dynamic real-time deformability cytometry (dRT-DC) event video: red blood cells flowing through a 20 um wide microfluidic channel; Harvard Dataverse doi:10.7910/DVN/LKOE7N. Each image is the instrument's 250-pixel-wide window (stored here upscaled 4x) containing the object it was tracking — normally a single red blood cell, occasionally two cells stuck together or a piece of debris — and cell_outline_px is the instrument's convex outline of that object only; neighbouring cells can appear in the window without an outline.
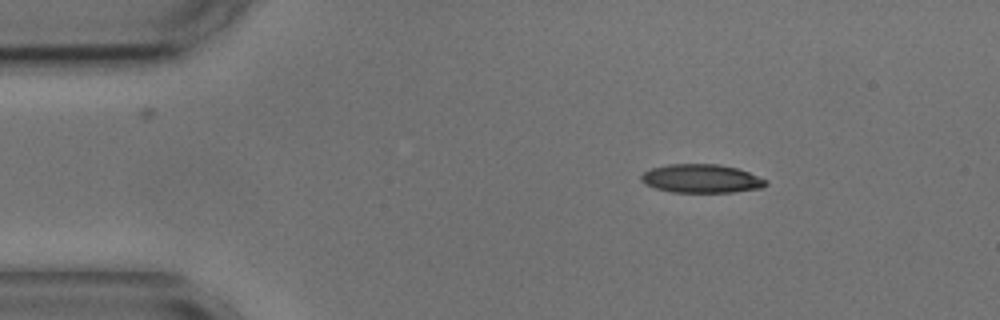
{"species": "common noctule bat (a hibernating species)", "species_latin": "Nyctalus noctula", "temperature_condition": "cold", "stored_images_in_passage": 3, "camera_frame_rate_fps": 3000, "um_per_image_px": 0.085, "animal": {"sex": "male", "body_mass_g": 17.9, "forearm_length_mm": 54.2}, "frame": {"image": 1, "passage_image": 1, "time_ms": 0.0, "image_size_px": [1000, 320], "cell_outline_px": [[768, 184], [764, 188], [732, 192], [672, 192], [656, 188], [644, 184], [640, 180], [640, 176], [644, 172], [652, 168], [668, 164], [720, 164], [736, 168], [748, 172], [768, 180]], "centroid_in_image_um": [59.63, 15.18], "position_along_channel_um": 25.4, "area_um2": 20.87}}
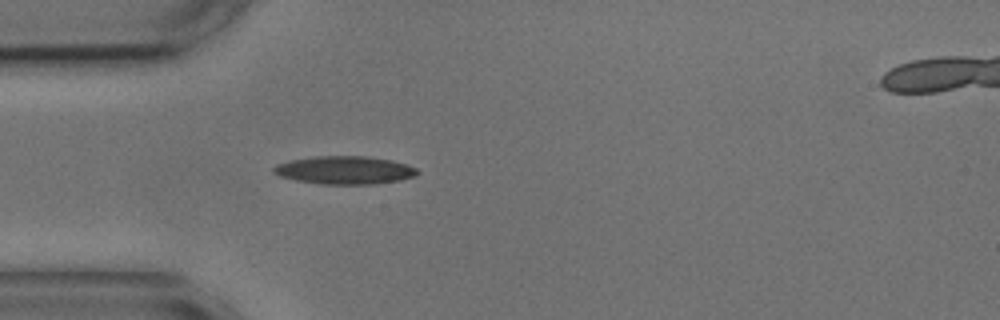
{"frame": {"image": 2, "passage_image": 3, "time_ms": 2.333, "image_size_px": [1000, 320], "cell_outline_px": [[420, 172], [416, 176], [400, 180], [376, 184], [320, 184], [296, 180], [280, 176], [272, 172], [272, 168], [276, 164], [288, 160], [316, 156], [368, 156], [392, 160], [416, 168]], "centroid_in_image_um": [29.28, 14.46], "position_along_channel_um": 55.7, "area_um2": 23.64}}